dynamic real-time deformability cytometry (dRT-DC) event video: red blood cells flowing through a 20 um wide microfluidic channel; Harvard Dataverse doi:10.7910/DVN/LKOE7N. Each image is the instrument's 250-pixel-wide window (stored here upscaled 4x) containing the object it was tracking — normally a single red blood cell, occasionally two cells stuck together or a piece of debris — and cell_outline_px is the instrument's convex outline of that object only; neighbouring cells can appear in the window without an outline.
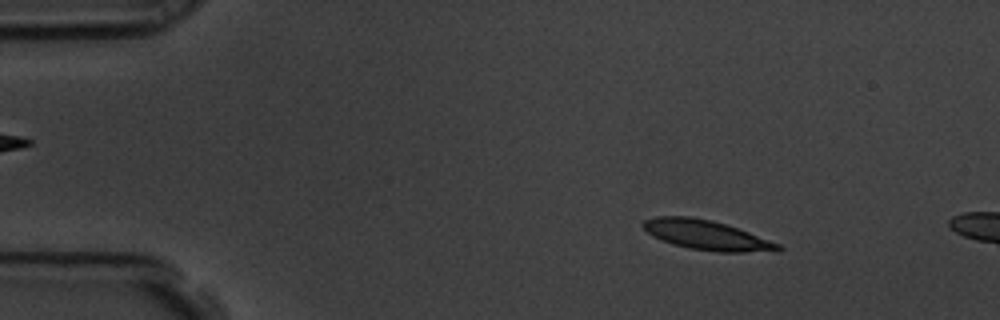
{"species": "common noctule bat (a hibernating species)", "species_latin": "Nyctalus noctula", "temperature_condition": "room temperature", "stored_images_in_passage": 13, "camera_frame_rate_fps": 3000, "um_per_image_px": 0.085, "animal": {"sex": "male", "body_mass_g": 19.5, "forearm_length_mm": 54.6}, "frame": {"image": 1, "passage_image": 8, "time_ms": 2.333, "image_size_px": [1000, 320], "cell_outline_px": [[784, 248], [780, 252], [716, 252], [688, 248], [672, 244], [660, 240], [652, 236], [640, 224], [644, 220], [656, 216], [692, 216], [712, 220], [748, 232], [780, 244]], "centroid_in_image_um": [60.06, 19.99], "position_along_channel_um": 24.9, "area_um2": 23.52}}